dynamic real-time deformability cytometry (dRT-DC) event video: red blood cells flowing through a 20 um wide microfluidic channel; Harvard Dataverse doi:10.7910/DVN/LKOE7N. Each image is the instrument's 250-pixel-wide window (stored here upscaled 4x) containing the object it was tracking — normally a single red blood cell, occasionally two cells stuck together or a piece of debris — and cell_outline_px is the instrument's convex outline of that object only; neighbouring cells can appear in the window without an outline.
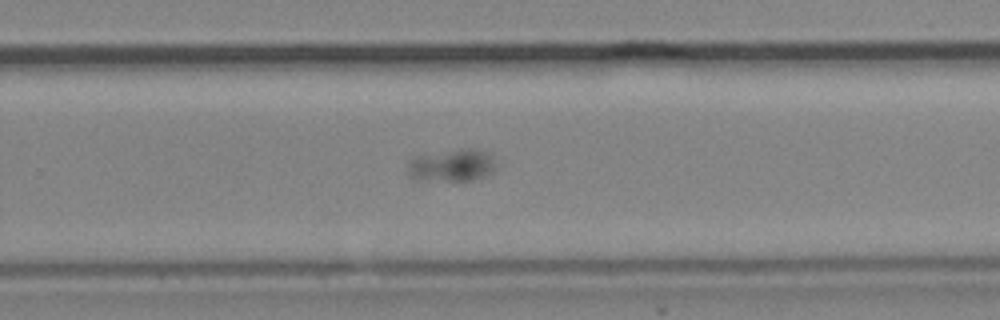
{"species": "common noctule bat (a hibernating species)", "species_latin": "Nyctalus noctula", "temperature_condition": "cold", "stored_images_in_passage": 18, "camera_frame_rate_fps": 3000, "um_per_image_px": 0.085, "animal": {"sex": "male", "body_mass_g": 19.2, "forearm_length_mm": 51.8}, "frame": {"image": 1, "passage_image": 18, "time_ms": 21.333, "image_size_px": [1000, 320], "cell_outline_px": [[496, 168], [492, 172], [472, 180], [420, 180], [412, 176], [408, 172], [408, 160], [412, 156], [460, 148], [476, 148], [488, 152], [492, 156]], "centroid_in_image_um": [38.4, 14.02], "position_along_channel_um": 291.4, "area_um2": 16.76}}